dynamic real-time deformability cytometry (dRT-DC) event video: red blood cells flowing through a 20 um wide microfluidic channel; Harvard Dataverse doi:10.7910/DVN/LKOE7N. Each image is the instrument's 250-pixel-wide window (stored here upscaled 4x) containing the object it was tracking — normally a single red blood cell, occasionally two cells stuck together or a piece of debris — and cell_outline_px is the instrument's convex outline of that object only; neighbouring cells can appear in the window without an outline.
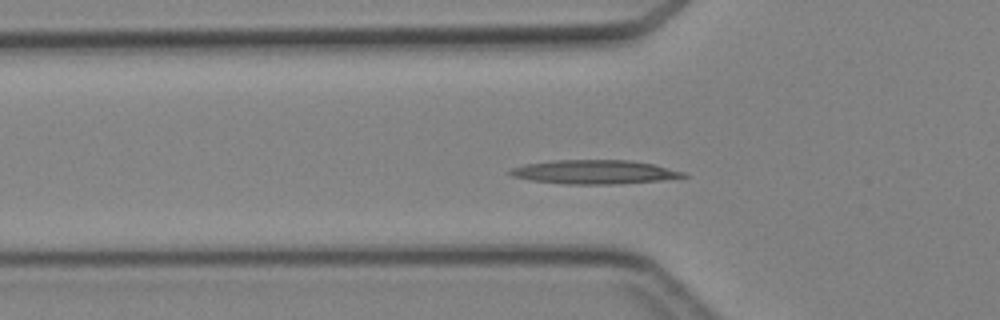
{"species": "Egyptian fruit bat (a non-hibernating species)", "species_latin": "Rousettus aegyptiacus", "temperature_condition": "cold", "stored_images_in_passage": 45, "camera_frame_rate_fps": 3000, "um_per_image_px": 0.085, "animal": {"sex": "female"}, "frame": {"image": 1, "passage_image": 13, "time_ms": 4.0, "image_size_px": [1000, 320], "cell_outline_px": [[688, 176], [660, 180], [620, 184], [568, 184], [532, 180], [512, 176], [508, 172], [512, 168], [524, 164], [552, 160], [628, 160], [652, 164], [684, 172]], "centroid_in_image_um": [50.5, 14.62], "position_along_channel_um": 75.3, "area_um2": 23.93}}
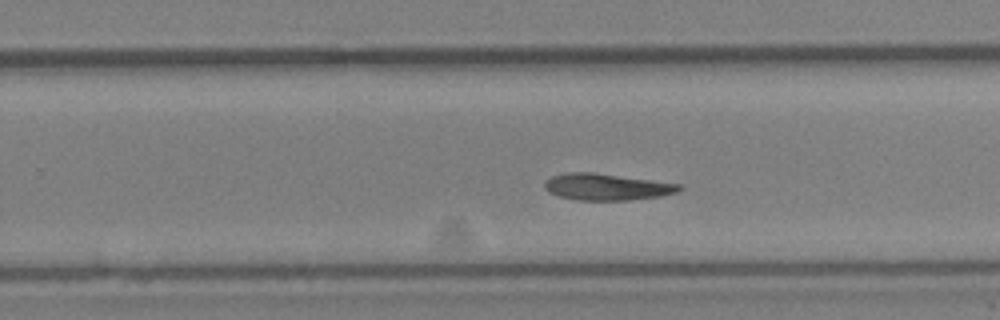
{"frame": {"image": 2, "passage_image": 27, "time_ms": 8.667, "image_size_px": [1000, 320], "cell_outline_px": [[684, 188], [680, 192], [660, 196], [628, 200], [576, 200], [560, 196], [548, 192], [544, 188], [544, 180], [552, 176], [568, 172], [592, 172], [680, 184]], "centroid_in_image_um": [51.56, 15.89], "position_along_channel_um": 278.2, "area_um2": 20.87}}
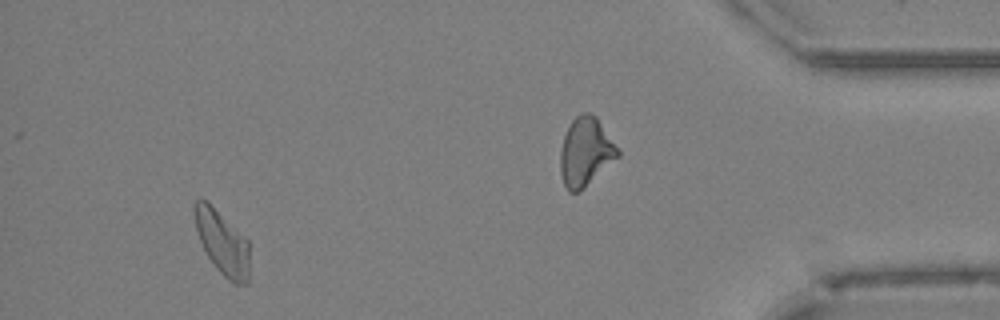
{"frame": {"image": 3, "passage_image": 41, "time_ms": 13.333, "image_size_px": [1000, 320], "cell_outline_px": [[248, 284], [236, 284], [228, 280], [216, 268], [208, 256], [200, 240], [196, 228], [192, 208], [196, 200], [204, 200], [244, 236], [248, 240]], "centroid_in_image_um": [18.89, 20.66], "position_along_channel_um": 416.3, "area_um2": 19.88}}